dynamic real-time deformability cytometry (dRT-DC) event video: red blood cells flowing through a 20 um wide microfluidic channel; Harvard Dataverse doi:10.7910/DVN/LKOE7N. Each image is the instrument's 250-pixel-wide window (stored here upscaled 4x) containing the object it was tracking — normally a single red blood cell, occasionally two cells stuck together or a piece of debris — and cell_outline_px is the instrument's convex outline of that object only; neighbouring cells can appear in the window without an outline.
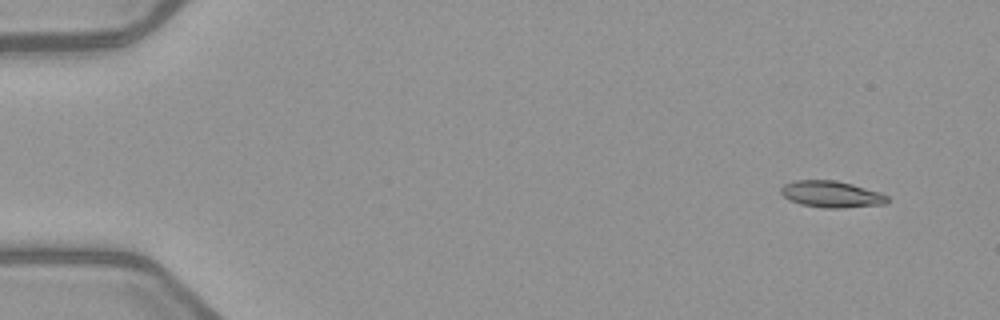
{"species": "common noctule bat (a hibernating species)", "species_latin": "Nyctalus noctula", "temperature_condition": "warm", "stored_images_in_passage": 5, "camera_frame_rate_fps": 3000, "um_per_image_px": 0.085, "animal": {"sex": "female", "body_mass_g": 21.9}, "frame": {"image": 1, "passage_image": 2, "time_ms": 1.0, "image_size_px": [1000, 320], "cell_outline_px": [[888, 200], [884, 204], [844, 208], [824, 208], [800, 204], [788, 200], [780, 192], [780, 188], [784, 184], [796, 180], [836, 180], [852, 184], [880, 192], [888, 196]], "centroid_in_image_um": [70.65, 16.51], "position_along_channel_um": 14.4, "area_um2": 16.53}}